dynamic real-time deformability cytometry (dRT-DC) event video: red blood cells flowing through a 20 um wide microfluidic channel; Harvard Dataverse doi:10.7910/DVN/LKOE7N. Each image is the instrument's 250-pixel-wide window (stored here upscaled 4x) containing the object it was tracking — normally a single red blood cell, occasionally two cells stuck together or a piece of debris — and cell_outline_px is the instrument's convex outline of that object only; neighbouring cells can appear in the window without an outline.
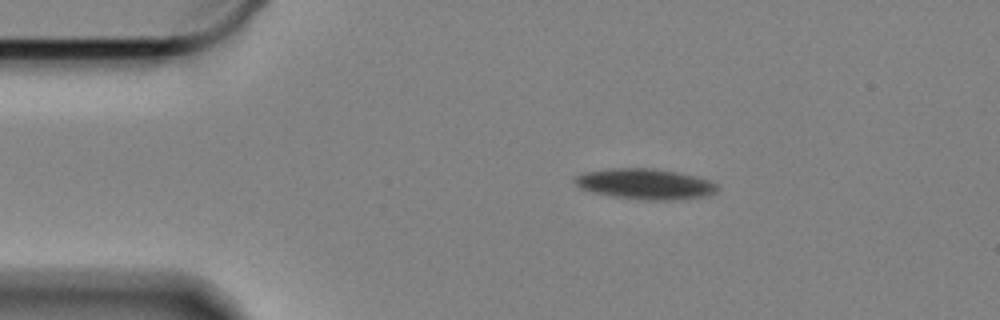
{"species": "Egyptian fruit bat (a non-hibernating species)", "species_latin": "Rousettus aegyptiacus", "temperature_condition": "cold", "stored_images_in_passage": 50, "camera_frame_rate_fps": 3000, "um_per_image_px": 0.085, "animal": {"sex": "female"}, "frame": {"image": 1, "passage_image": 1, "time_ms": 0.0, "image_size_px": [1000, 320], "cell_outline_px": [[716, 192], [704, 196], [668, 200], [648, 200], [612, 196], [580, 188], [576, 184], [576, 176], [588, 172], [608, 168], [652, 168], [676, 172], [708, 180], [716, 184]], "centroid_in_image_um": [54.83, 15.63], "position_along_channel_um": 30.2, "area_um2": 24.74}}
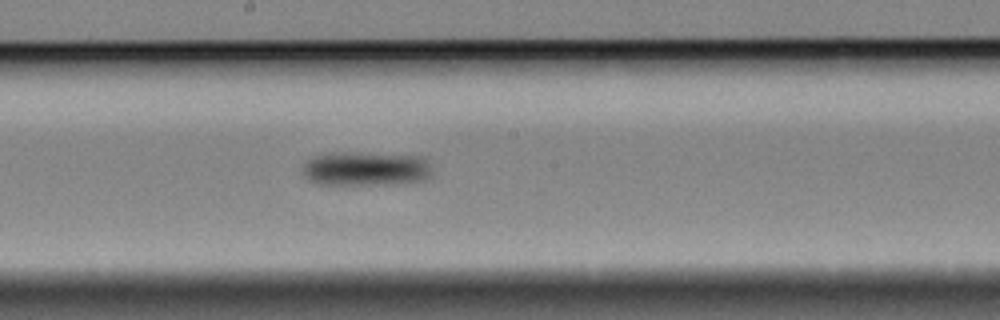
{"frame": {"image": 2, "passage_image": 22, "time_ms": 7.0, "image_size_px": [1000, 320], "cell_outline_px": [[432, 176], [424, 180], [384, 184], [320, 184], [308, 180], [304, 176], [300, 168], [312, 156], [332, 152], [344, 152], [420, 156], [432, 168]], "centroid_in_image_um": [31.03, 14.34], "position_along_channel_um": 217.2, "area_um2": 25.78}}
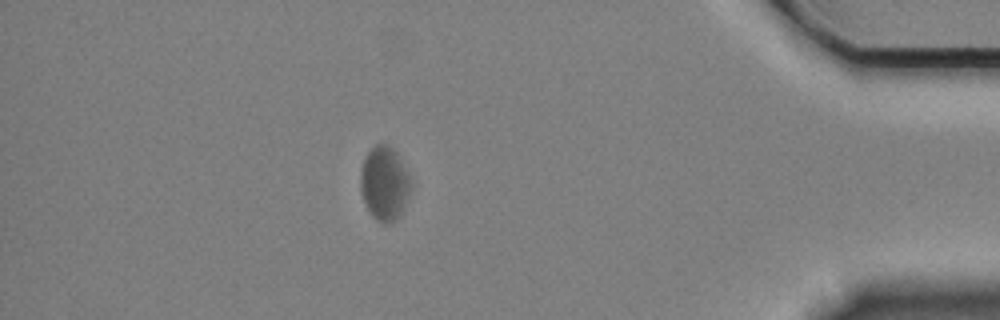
{"frame": {"image": 3, "passage_image": 43, "time_ms": 14.0, "image_size_px": [1000, 320], "cell_outline_px": [[412, 188], [400, 212], [392, 224], [384, 224], [376, 220], [372, 216], [364, 200], [360, 188], [360, 172], [364, 160], [368, 152], [376, 144], [388, 144], [396, 152], [412, 180]], "centroid_in_image_um": [32.68, 15.59], "position_along_channel_um": 402.5, "area_um2": 21.56}, "authors_computed_cell_mechanics": {"area_um2": 24.0159, "velocity_mm_per_s": 3.2804, "shape_relaxation_time_tau1_ms": 2.8472, "shape_relaxation_time_tau2_ms": null, "deformation_change_tau1": 0.0795, "deformation_change_tau2": null}}